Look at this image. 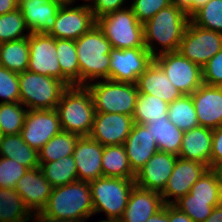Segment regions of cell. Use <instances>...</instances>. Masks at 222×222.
Wrapping results in <instances>:
<instances>
[{
    "label": "cell",
    "instance_id": "obj_1",
    "mask_svg": "<svg viewBox=\"0 0 222 222\" xmlns=\"http://www.w3.org/2000/svg\"><path fill=\"white\" fill-rule=\"evenodd\" d=\"M189 22L190 17L184 9L174 4L162 8L143 24L145 47L153 57L167 52L178 51ZM157 43L158 46H161L159 52L155 48Z\"/></svg>",
    "mask_w": 222,
    "mask_h": 222
},
{
    "label": "cell",
    "instance_id": "obj_2",
    "mask_svg": "<svg viewBox=\"0 0 222 222\" xmlns=\"http://www.w3.org/2000/svg\"><path fill=\"white\" fill-rule=\"evenodd\" d=\"M94 214L89 182L75 181L54 187L46 207L33 217L84 221Z\"/></svg>",
    "mask_w": 222,
    "mask_h": 222
},
{
    "label": "cell",
    "instance_id": "obj_3",
    "mask_svg": "<svg viewBox=\"0 0 222 222\" xmlns=\"http://www.w3.org/2000/svg\"><path fill=\"white\" fill-rule=\"evenodd\" d=\"M79 61V85H87L92 80H110L111 43L98 25L75 40ZM98 78V79H97Z\"/></svg>",
    "mask_w": 222,
    "mask_h": 222
},
{
    "label": "cell",
    "instance_id": "obj_4",
    "mask_svg": "<svg viewBox=\"0 0 222 222\" xmlns=\"http://www.w3.org/2000/svg\"><path fill=\"white\" fill-rule=\"evenodd\" d=\"M62 131L89 136L96 110L91 92L85 85L68 86L57 104Z\"/></svg>",
    "mask_w": 222,
    "mask_h": 222
},
{
    "label": "cell",
    "instance_id": "obj_5",
    "mask_svg": "<svg viewBox=\"0 0 222 222\" xmlns=\"http://www.w3.org/2000/svg\"><path fill=\"white\" fill-rule=\"evenodd\" d=\"M94 214L105 212L107 221H118L127 206L134 179L101 177L90 181Z\"/></svg>",
    "mask_w": 222,
    "mask_h": 222
},
{
    "label": "cell",
    "instance_id": "obj_6",
    "mask_svg": "<svg viewBox=\"0 0 222 222\" xmlns=\"http://www.w3.org/2000/svg\"><path fill=\"white\" fill-rule=\"evenodd\" d=\"M96 24L112 48L123 50L145 47L143 24L138 21L130 7L103 15L96 19Z\"/></svg>",
    "mask_w": 222,
    "mask_h": 222
},
{
    "label": "cell",
    "instance_id": "obj_7",
    "mask_svg": "<svg viewBox=\"0 0 222 222\" xmlns=\"http://www.w3.org/2000/svg\"><path fill=\"white\" fill-rule=\"evenodd\" d=\"M19 87L20 103L28 110H42L56 109L68 86L55 77L26 70L19 73Z\"/></svg>",
    "mask_w": 222,
    "mask_h": 222
},
{
    "label": "cell",
    "instance_id": "obj_8",
    "mask_svg": "<svg viewBox=\"0 0 222 222\" xmlns=\"http://www.w3.org/2000/svg\"><path fill=\"white\" fill-rule=\"evenodd\" d=\"M86 86L91 92L96 112L133 116L139 94L136 84L104 79L89 82Z\"/></svg>",
    "mask_w": 222,
    "mask_h": 222
},
{
    "label": "cell",
    "instance_id": "obj_9",
    "mask_svg": "<svg viewBox=\"0 0 222 222\" xmlns=\"http://www.w3.org/2000/svg\"><path fill=\"white\" fill-rule=\"evenodd\" d=\"M154 61L182 95L193 94L203 84L202 68L179 51L160 54Z\"/></svg>",
    "mask_w": 222,
    "mask_h": 222
},
{
    "label": "cell",
    "instance_id": "obj_10",
    "mask_svg": "<svg viewBox=\"0 0 222 222\" xmlns=\"http://www.w3.org/2000/svg\"><path fill=\"white\" fill-rule=\"evenodd\" d=\"M222 49V33L188 23L178 51L194 64L203 66Z\"/></svg>",
    "mask_w": 222,
    "mask_h": 222
},
{
    "label": "cell",
    "instance_id": "obj_11",
    "mask_svg": "<svg viewBox=\"0 0 222 222\" xmlns=\"http://www.w3.org/2000/svg\"><path fill=\"white\" fill-rule=\"evenodd\" d=\"M146 47L110 51V80L136 84L137 79L153 62Z\"/></svg>",
    "mask_w": 222,
    "mask_h": 222
},
{
    "label": "cell",
    "instance_id": "obj_12",
    "mask_svg": "<svg viewBox=\"0 0 222 222\" xmlns=\"http://www.w3.org/2000/svg\"><path fill=\"white\" fill-rule=\"evenodd\" d=\"M62 131L56 109L28 110L21 136L31 148L39 151Z\"/></svg>",
    "mask_w": 222,
    "mask_h": 222
},
{
    "label": "cell",
    "instance_id": "obj_13",
    "mask_svg": "<svg viewBox=\"0 0 222 222\" xmlns=\"http://www.w3.org/2000/svg\"><path fill=\"white\" fill-rule=\"evenodd\" d=\"M70 7H59L54 26L48 35L55 39L77 40L96 25L90 7L85 5Z\"/></svg>",
    "mask_w": 222,
    "mask_h": 222
},
{
    "label": "cell",
    "instance_id": "obj_14",
    "mask_svg": "<svg viewBox=\"0 0 222 222\" xmlns=\"http://www.w3.org/2000/svg\"><path fill=\"white\" fill-rule=\"evenodd\" d=\"M28 71L61 80L57 58L56 39L48 34L30 33Z\"/></svg>",
    "mask_w": 222,
    "mask_h": 222
},
{
    "label": "cell",
    "instance_id": "obj_15",
    "mask_svg": "<svg viewBox=\"0 0 222 222\" xmlns=\"http://www.w3.org/2000/svg\"><path fill=\"white\" fill-rule=\"evenodd\" d=\"M209 169L203 163L177 158L174 169L161 193L164 204H174L190 193L193 184ZM169 197H174V200ZM169 198V199H168ZM171 200V201H170Z\"/></svg>",
    "mask_w": 222,
    "mask_h": 222
},
{
    "label": "cell",
    "instance_id": "obj_16",
    "mask_svg": "<svg viewBox=\"0 0 222 222\" xmlns=\"http://www.w3.org/2000/svg\"><path fill=\"white\" fill-rule=\"evenodd\" d=\"M133 125V116L96 112L89 137L103 146L124 144Z\"/></svg>",
    "mask_w": 222,
    "mask_h": 222
},
{
    "label": "cell",
    "instance_id": "obj_17",
    "mask_svg": "<svg viewBox=\"0 0 222 222\" xmlns=\"http://www.w3.org/2000/svg\"><path fill=\"white\" fill-rule=\"evenodd\" d=\"M178 156L157 151L147 163L135 173V185L139 188L162 193L166 187Z\"/></svg>",
    "mask_w": 222,
    "mask_h": 222
},
{
    "label": "cell",
    "instance_id": "obj_18",
    "mask_svg": "<svg viewBox=\"0 0 222 222\" xmlns=\"http://www.w3.org/2000/svg\"><path fill=\"white\" fill-rule=\"evenodd\" d=\"M53 187L45 179L40 167L27 170L18 180L16 192L21 196L29 211L34 215L46 207ZM34 209V211H33Z\"/></svg>",
    "mask_w": 222,
    "mask_h": 222
},
{
    "label": "cell",
    "instance_id": "obj_19",
    "mask_svg": "<svg viewBox=\"0 0 222 222\" xmlns=\"http://www.w3.org/2000/svg\"><path fill=\"white\" fill-rule=\"evenodd\" d=\"M104 146L89 136L79 137L74 147L78 180L90 182L103 177L102 155Z\"/></svg>",
    "mask_w": 222,
    "mask_h": 222
},
{
    "label": "cell",
    "instance_id": "obj_20",
    "mask_svg": "<svg viewBox=\"0 0 222 222\" xmlns=\"http://www.w3.org/2000/svg\"><path fill=\"white\" fill-rule=\"evenodd\" d=\"M191 97L200 126L213 130L222 125V87L202 84Z\"/></svg>",
    "mask_w": 222,
    "mask_h": 222
},
{
    "label": "cell",
    "instance_id": "obj_21",
    "mask_svg": "<svg viewBox=\"0 0 222 222\" xmlns=\"http://www.w3.org/2000/svg\"><path fill=\"white\" fill-rule=\"evenodd\" d=\"M59 7L52 0H18V9L30 33L48 34L54 26Z\"/></svg>",
    "mask_w": 222,
    "mask_h": 222
},
{
    "label": "cell",
    "instance_id": "obj_22",
    "mask_svg": "<svg viewBox=\"0 0 222 222\" xmlns=\"http://www.w3.org/2000/svg\"><path fill=\"white\" fill-rule=\"evenodd\" d=\"M129 165L134 173L140 170L157 152L156 141L150 129L145 125L134 123L132 130L124 142Z\"/></svg>",
    "mask_w": 222,
    "mask_h": 222
},
{
    "label": "cell",
    "instance_id": "obj_23",
    "mask_svg": "<svg viewBox=\"0 0 222 222\" xmlns=\"http://www.w3.org/2000/svg\"><path fill=\"white\" fill-rule=\"evenodd\" d=\"M163 206L161 193L135 186L118 222H146Z\"/></svg>",
    "mask_w": 222,
    "mask_h": 222
},
{
    "label": "cell",
    "instance_id": "obj_24",
    "mask_svg": "<svg viewBox=\"0 0 222 222\" xmlns=\"http://www.w3.org/2000/svg\"><path fill=\"white\" fill-rule=\"evenodd\" d=\"M136 86L139 93L159 97L168 104L182 96L154 60L138 77Z\"/></svg>",
    "mask_w": 222,
    "mask_h": 222
},
{
    "label": "cell",
    "instance_id": "obj_25",
    "mask_svg": "<svg viewBox=\"0 0 222 222\" xmlns=\"http://www.w3.org/2000/svg\"><path fill=\"white\" fill-rule=\"evenodd\" d=\"M213 130L197 126L184 132L178 157L203 163L210 168Z\"/></svg>",
    "mask_w": 222,
    "mask_h": 222
},
{
    "label": "cell",
    "instance_id": "obj_26",
    "mask_svg": "<svg viewBox=\"0 0 222 222\" xmlns=\"http://www.w3.org/2000/svg\"><path fill=\"white\" fill-rule=\"evenodd\" d=\"M0 155L14 159L28 170L40 167L38 151L25 143L20 133L2 136Z\"/></svg>",
    "mask_w": 222,
    "mask_h": 222
},
{
    "label": "cell",
    "instance_id": "obj_27",
    "mask_svg": "<svg viewBox=\"0 0 222 222\" xmlns=\"http://www.w3.org/2000/svg\"><path fill=\"white\" fill-rule=\"evenodd\" d=\"M150 129L159 151L178 156L184 131L175 126L169 118L154 120L152 124H145Z\"/></svg>",
    "mask_w": 222,
    "mask_h": 222
},
{
    "label": "cell",
    "instance_id": "obj_28",
    "mask_svg": "<svg viewBox=\"0 0 222 222\" xmlns=\"http://www.w3.org/2000/svg\"><path fill=\"white\" fill-rule=\"evenodd\" d=\"M101 161L103 177L135 179L123 144L104 146Z\"/></svg>",
    "mask_w": 222,
    "mask_h": 222
},
{
    "label": "cell",
    "instance_id": "obj_29",
    "mask_svg": "<svg viewBox=\"0 0 222 222\" xmlns=\"http://www.w3.org/2000/svg\"><path fill=\"white\" fill-rule=\"evenodd\" d=\"M56 49L61 68V81L67 86L79 85V61L75 40L56 39Z\"/></svg>",
    "mask_w": 222,
    "mask_h": 222
},
{
    "label": "cell",
    "instance_id": "obj_30",
    "mask_svg": "<svg viewBox=\"0 0 222 222\" xmlns=\"http://www.w3.org/2000/svg\"><path fill=\"white\" fill-rule=\"evenodd\" d=\"M29 65L28 37L0 43V66L15 73H23Z\"/></svg>",
    "mask_w": 222,
    "mask_h": 222
},
{
    "label": "cell",
    "instance_id": "obj_31",
    "mask_svg": "<svg viewBox=\"0 0 222 222\" xmlns=\"http://www.w3.org/2000/svg\"><path fill=\"white\" fill-rule=\"evenodd\" d=\"M33 216L15 189L0 188V222H27Z\"/></svg>",
    "mask_w": 222,
    "mask_h": 222
},
{
    "label": "cell",
    "instance_id": "obj_32",
    "mask_svg": "<svg viewBox=\"0 0 222 222\" xmlns=\"http://www.w3.org/2000/svg\"><path fill=\"white\" fill-rule=\"evenodd\" d=\"M40 169L45 179L53 188L78 181L77 168L73 155L49 163H42Z\"/></svg>",
    "mask_w": 222,
    "mask_h": 222
},
{
    "label": "cell",
    "instance_id": "obj_33",
    "mask_svg": "<svg viewBox=\"0 0 222 222\" xmlns=\"http://www.w3.org/2000/svg\"><path fill=\"white\" fill-rule=\"evenodd\" d=\"M80 136L61 131L52 137L39 151V164L49 163L66 156H72Z\"/></svg>",
    "mask_w": 222,
    "mask_h": 222
},
{
    "label": "cell",
    "instance_id": "obj_34",
    "mask_svg": "<svg viewBox=\"0 0 222 222\" xmlns=\"http://www.w3.org/2000/svg\"><path fill=\"white\" fill-rule=\"evenodd\" d=\"M168 107L169 104L159 97L139 93L133 114L134 123L152 124L154 120L168 118Z\"/></svg>",
    "mask_w": 222,
    "mask_h": 222
},
{
    "label": "cell",
    "instance_id": "obj_35",
    "mask_svg": "<svg viewBox=\"0 0 222 222\" xmlns=\"http://www.w3.org/2000/svg\"><path fill=\"white\" fill-rule=\"evenodd\" d=\"M168 118L182 131L199 126L196 110L191 95H182L169 104Z\"/></svg>",
    "mask_w": 222,
    "mask_h": 222
},
{
    "label": "cell",
    "instance_id": "obj_36",
    "mask_svg": "<svg viewBox=\"0 0 222 222\" xmlns=\"http://www.w3.org/2000/svg\"><path fill=\"white\" fill-rule=\"evenodd\" d=\"M25 108L20 102L0 103V130L2 135L21 132L28 112V109Z\"/></svg>",
    "mask_w": 222,
    "mask_h": 222
},
{
    "label": "cell",
    "instance_id": "obj_37",
    "mask_svg": "<svg viewBox=\"0 0 222 222\" xmlns=\"http://www.w3.org/2000/svg\"><path fill=\"white\" fill-rule=\"evenodd\" d=\"M190 21L198 27L222 33V0H209Z\"/></svg>",
    "mask_w": 222,
    "mask_h": 222
},
{
    "label": "cell",
    "instance_id": "obj_38",
    "mask_svg": "<svg viewBox=\"0 0 222 222\" xmlns=\"http://www.w3.org/2000/svg\"><path fill=\"white\" fill-rule=\"evenodd\" d=\"M28 30L22 12L17 8L16 10L0 15V43L21 40L29 37L28 34L23 33Z\"/></svg>",
    "mask_w": 222,
    "mask_h": 222
},
{
    "label": "cell",
    "instance_id": "obj_39",
    "mask_svg": "<svg viewBox=\"0 0 222 222\" xmlns=\"http://www.w3.org/2000/svg\"><path fill=\"white\" fill-rule=\"evenodd\" d=\"M191 199L222 200V181L213 169H208L192 186Z\"/></svg>",
    "mask_w": 222,
    "mask_h": 222
},
{
    "label": "cell",
    "instance_id": "obj_40",
    "mask_svg": "<svg viewBox=\"0 0 222 222\" xmlns=\"http://www.w3.org/2000/svg\"><path fill=\"white\" fill-rule=\"evenodd\" d=\"M220 204H222V200L191 199V194L188 193L173 205L187 214L193 222H204L210 216L215 206Z\"/></svg>",
    "mask_w": 222,
    "mask_h": 222
},
{
    "label": "cell",
    "instance_id": "obj_41",
    "mask_svg": "<svg viewBox=\"0 0 222 222\" xmlns=\"http://www.w3.org/2000/svg\"><path fill=\"white\" fill-rule=\"evenodd\" d=\"M0 103L20 102L19 74L0 66Z\"/></svg>",
    "mask_w": 222,
    "mask_h": 222
},
{
    "label": "cell",
    "instance_id": "obj_42",
    "mask_svg": "<svg viewBox=\"0 0 222 222\" xmlns=\"http://www.w3.org/2000/svg\"><path fill=\"white\" fill-rule=\"evenodd\" d=\"M28 169L11 158H0V188L15 189Z\"/></svg>",
    "mask_w": 222,
    "mask_h": 222
},
{
    "label": "cell",
    "instance_id": "obj_43",
    "mask_svg": "<svg viewBox=\"0 0 222 222\" xmlns=\"http://www.w3.org/2000/svg\"><path fill=\"white\" fill-rule=\"evenodd\" d=\"M171 0H133L128 6L141 24L149 21L158 11L171 5Z\"/></svg>",
    "mask_w": 222,
    "mask_h": 222
},
{
    "label": "cell",
    "instance_id": "obj_44",
    "mask_svg": "<svg viewBox=\"0 0 222 222\" xmlns=\"http://www.w3.org/2000/svg\"><path fill=\"white\" fill-rule=\"evenodd\" d=\"M203 84L222 87V49L202 68Z\"/></svg>",
    "mask_w": 222,
    "mask_h": 222
},
{
    "label": "cell",
    "instance_id": "obj_45",
    "mask_svg": "<svg viewBox=\"0 0 222 222\" xmlns=\"http://www.w3.org/2000/svg\"><path fill=\"white\" fill-rule=\"evenodd\" d=\"M127 0H95L94 4L90 6L95 19L106 15L110 12L124 9L122 8L124 2Z\"/></svg>",
    "mask_w": 222,
    "mask_h": 222
},
{
    "label": "cell",
    "instance_id": "obj_46",
    "mask_svg": "<svg viewBox=\"0 0 222 222\" xmlns=\"http://www.w3.org/2000/svg\"><path fill=\"white\" fill-rule=\"evenodd\" d=\"M221 161H222V125L216 129H213L210 169H213Z\"/></svg>",
    "mask_w": 222,
    "mask_h": 222
},
{
    "label": "cell",
    "instance_id": "obj_47",
    "mask_svg": "<svg viewBox=\"0 0 222 222\" xmlns=\"http://www.w3.org/2000/svg\"><path fill=\"white\" fill-rule=\"evenodd\" d=\"M169 222H193V220L176 206L169 204Z\"/></svg>",
    "mask_w": 222,
    "mask_h": 222
},
{
    "label": "cell",
    "instance_id": "obj_48",
    "mask_svg": "<svg viewBox=\"0 0 222 222\" xmlns=\"http://www.w3.org/2000/svg\"><path fill=\"white\" fill-rule=\"evenodd\" d=\"M146 222H169V204H164V206Z\"/></svg>",
    "mask_w": 222,
    "mask_h": 222
},
{
    "label": "cell",
    "instance_id": "obj_49",
    "mask_svg": "<svg viewBox=\"0 0 222 222\" xmlns=\"http://www.w3.org/2000/svg\"><path fill=\"white\" fill-rule=\"evenodd\" d=\"M18 8V0H0V15L12 12Z\"/></svg>",
    "mask_w": 222,
    "mask_h": 222
},
{
    "label": "cell",
    "instance_id": "obj_50",
    "mask_svg": "<svg viewBox=\"0 0 222 222\" xmlns=\"http://www.w3.org/2000/svg\"><path fill=\"white\" fill-rule=\"evenodd\" d=\"M171 3L184 9L189 17L192 16V0H171Z\"/></svg>",
    "mask_w": 222,
    "mask_h": 222
},
{
    "label": "cell",
    "instance_id": "obj_51",
    "mask_svg": "<svg viewBox=\"0 0 222 222\" xmlns=\"http://www.w3.org/2000/svg\"><path fill=\"white\" fill-rule=\"evenodd\" d=\"M204 222H222V204L215 206L210 216Z\"/></svg>",
    "mask_w": 222,
    "mask_h": 222
},
{
    "label": "cell",
    "instance_id": "obj_52",
    "mask_svg": "<svg viewBox=\"0 0 222 222\" xmlns=\"http://www.w3.org/2000/svg\"><path fill=\"white\" fill-rule=\"evenodd\" d=\"M32 221L36 222H84V221H75V220H68V219H57L51 217H33Z\"/></svg>",
    "mask_w": 222,
    "mask_h": 222
},
{
    "label": "cell",
    "instance_id": "obj_53",
    "mask_svg": "<svg viewBox=\"0 0 222 222\" xmlns=\"http://www.w3.org/2000/svg\"><path fill=\"white\" fill-rule=\"evenodd\" d=\"M209 0H192V15L201 7H203Z\"/></svg>",
    "mask_w": 222,
    "mask_h": 222
},
{
    "label": "cell",
    "instance_id": "obj_54",
    "mask_svg": "<svg viewBox=\"0 0 222 222\" xmlns=\"http://www.w3.org/2000/svg\"><path fill=\"white\" fill-rule=\"evenodd\" d=\"M54 3H57L59 6H71L76 2L75 0H52Z\"/></svg>",
    "mask_w": 222,
    "mask_h": 222
},
{
    "label": "cell",
    "instance_id": "obj_55",
    "mask_svg": "<svg viewBox=\"0 0 222 222\" xmlns=\"http://www.w3.org/2000/svg\"><path fill=\"white\" fill-rule=\"evenodd\" d=\"M213 170L216 172L217 176L220 178V180L222 181V161L219 162L214 168Z\"/></svg>",
    "mask_w": 222,
    "mask_h": 222
},
{
    "label": "cell",
    "instance_id": "obj_56",
    "mask_svg": "<svg viewBox=\"0 0 222 222\" xmlns=\"http://www.w3.org/2000/svg\"><path fill=\"white\" fill-rule=\"evenodd\" d=\"M84 1V0H83ZM92 2L91 4L90 3H88V4H82V5H85V6H88V7H90L91 5H93L94 4V2H95V0H85V2Z\"/></svg>",
    "mask_w": 222,
    "mask_h": 222
},
{
    "label": "cell",
    "instance_id": "obj_57",
    "mask_svg": "<svg viewBox=\"0 0 222 222\" xmlns=\"http://www.w3.org/2000/svg\"><path fill=\"white\" fill-rule=\"evenodd\" d=\"M100 222H118V221H107V220H101Z\"/></svg>",
    "mask_w": 222,
    "mask_h": 222
},
{
    "label": "cell",
    "instance_id": "obj_58",
    "mask_svg": "<svg viewBox=\"0 0 222 222\" xmlns=\"http://www.w3.org/2000/svg\"><path fill=\"white\" fill-rule=\"evenodd\" d=\"M2 136H3V135H2L1 130H0V141H1Z\"/></svg>",
    "mask_w": 222,
    "mask_h": 222
}]
</instances>
